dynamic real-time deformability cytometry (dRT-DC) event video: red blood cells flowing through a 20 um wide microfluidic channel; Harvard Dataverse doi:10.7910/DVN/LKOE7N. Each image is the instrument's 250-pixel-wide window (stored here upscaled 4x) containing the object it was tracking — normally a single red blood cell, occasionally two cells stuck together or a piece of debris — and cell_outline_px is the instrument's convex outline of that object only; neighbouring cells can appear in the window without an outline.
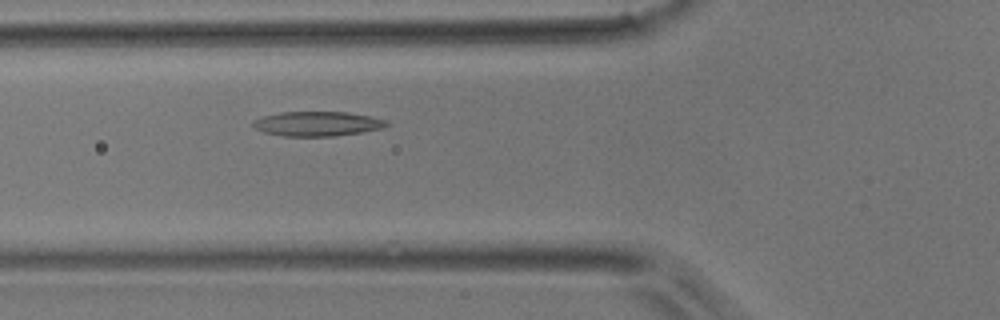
{"species": "common noctule bat (a hibernating species)", "species_latin": "Nyctalus noctula", "temperature_condition": "room temperature", "stored_images_in_passage": 40, "camera_frame_rate_fps": 3000, "um_per_image_px": 0.085, "animal": {"sex": "male", "body_mass_g": 17.9}, "frame": {"image": 1, "passage_image": 8, "time_ms": 2.333, "image_size_px": [1000, 320], "cell_outline_px": [[392, 124], [384, 128], [364, 132], [336, 136], [284, 136], [264, 132], [256, 128], [252, 124], [252, 120], [264, 116], [280, 112], [348, 112], [388, 120]], "centroid_in_image_um": [27.03, 10.52], "position_along_channel_um": 98.8, "area_um2": 19.31}}
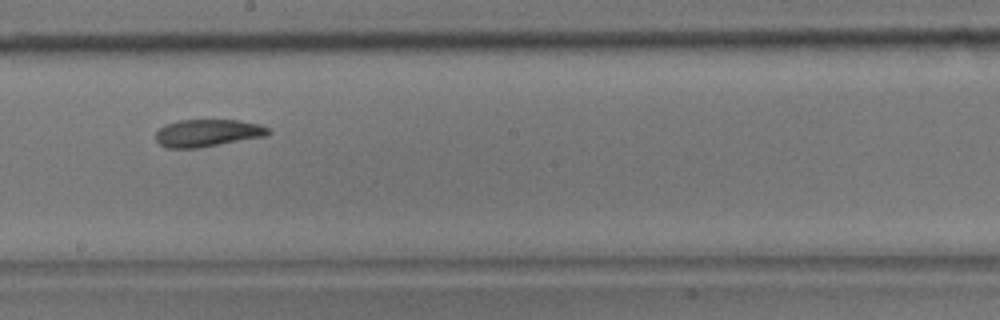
{"frame": {"image": 2, "passage_image": 18, "time_ms": 5.667, "image_size_px": [1000, 320], "cell_outline_px": [[272, 132], [264, 136], [200, 148], [168, 148], [160, 144], [156, 140], [156, 132], [164, 124], [176, 120], [240, 120], [260, 124], [272, 128]], "centroid_in_image_um": [17.66, 11.29], "position_along_channel_um": 230.5, "area_um2": 18.15}}
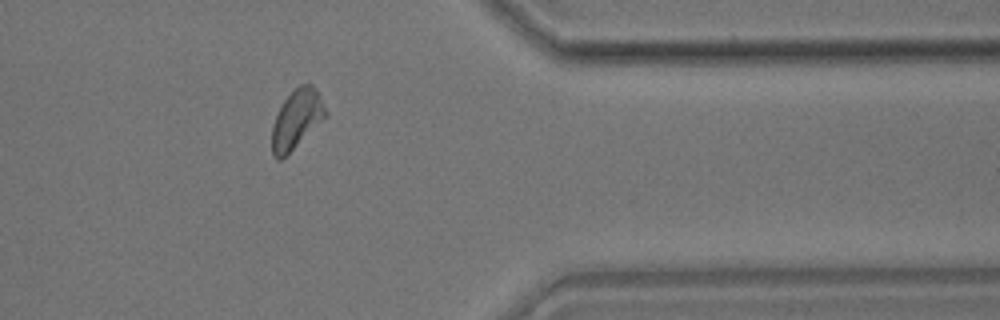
{"frame": {"image": 3, "passage_image": 31, "time_ms": 10.0, "image_size_px": [1000, 320], "cell_outline_px": [[328, 116], [324, 120], [280, 160], [276, 160], [272, 156], [272, 124], [284, 100], [300, 84], [308, 80], [316, 88], [328, 112]], "centroid_in_image_um": [25.24, 10.1], "position_along_channel_um": 386.2, "area_um2": 18.5}}